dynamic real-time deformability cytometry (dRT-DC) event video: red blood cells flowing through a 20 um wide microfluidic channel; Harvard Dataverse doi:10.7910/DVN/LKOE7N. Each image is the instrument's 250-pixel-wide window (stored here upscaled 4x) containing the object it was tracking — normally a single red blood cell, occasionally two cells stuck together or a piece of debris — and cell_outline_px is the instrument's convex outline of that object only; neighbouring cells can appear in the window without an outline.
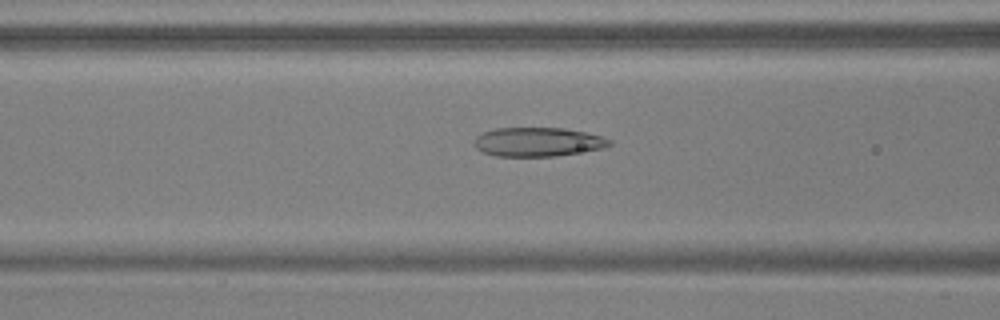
{"species": "common noctule bat (a hibernating species)", "species_latin": "Nyctalus noctula", "temperature_condition": "warm", "stored_images_in_passage": 54, "camera_frame_rate_fps": 3000, "um_per_image_px": 0.085, "animal": {"sex": "male", "body_mass_g": 17.9, "forearm_length_mm": 54.2}, "frame": {"image": 1, "passage_image": 22, "time_ms": 7.0, "image_size_px": [1000, 320], "cell_outline_px": [[612, 144], [600, 148], [556, 156], [496, 156], [484, 152], [476, 148], [472, 140], [476, 136], [484, 132], [496, 128], [564, 128], [584, 132], [600, 136], [612, 140]], "centroid_in_image_um": [45.67, 12.06], "position_along_channel_um": 120.9, "area_um2": 22.66}}
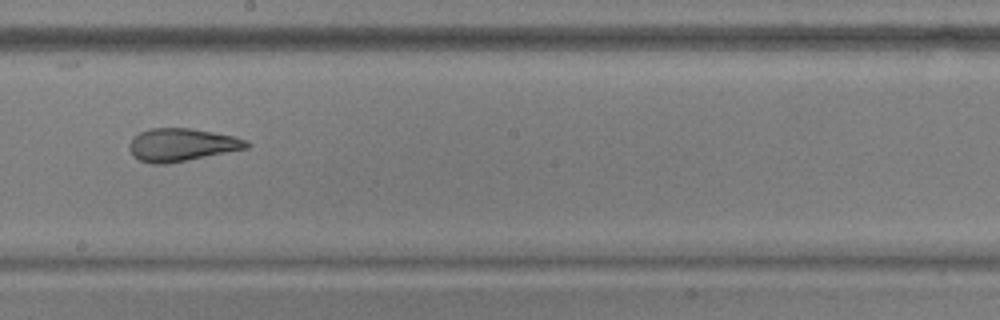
{"frame": {"image": 2, "passage_image": 31, "time_ms": 10.0, "image_size_px": [1000, 320], "cell_outline_px": [[252, 144], [248, 148], [168, 164], [152, 164], [140, 160], [132, 156], [128, 148], [128, 144], [132, 136], [148, 128], [192, 128], [236, 136], [248, 140]], "centroid_in_image_um": [15.43, 12.3], "position_along_channel_um": 232.8, "area_um2": 22.89}}
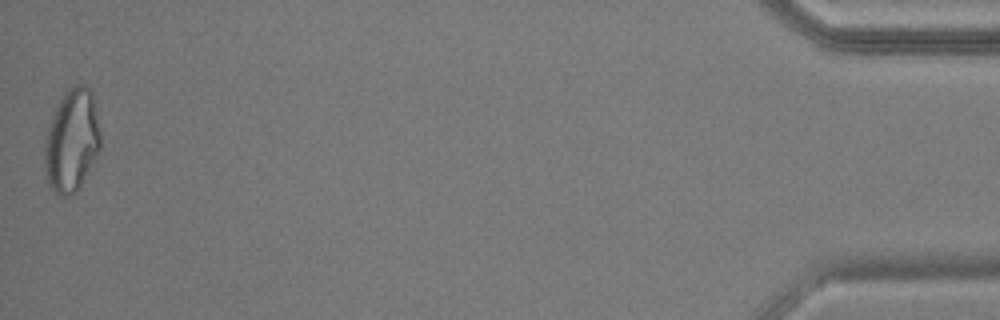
{"frame": {"image": 3, "passage_image": 54, "time_ms": 17.667, "image_size_px": [1000, 320], "cell_outline_px": [[100, 148], [80, 188], [76, 192], [68, 196], [60, 196], [48, 184], [44, 168], [44, 144], [52, 112], [64, 92], [76, 84], [84, 84], [92, 92], [100, 132]], "centroid_in_image_um": [6.08, 11.96], "position_along_channel_um": 429.1, "area_um2": 33.58}, "authors_computed_cell_mechanics": {"area_um2": 26.0678, "velocity_mm_per_s": 3.7281, "shape_relaxation_time_tau1_ms": null, "shape_relaxation_time_tau2_ms": 1.6142, "deformation_change_tau1": null, "deformation_change_tau2": 0.0931}}